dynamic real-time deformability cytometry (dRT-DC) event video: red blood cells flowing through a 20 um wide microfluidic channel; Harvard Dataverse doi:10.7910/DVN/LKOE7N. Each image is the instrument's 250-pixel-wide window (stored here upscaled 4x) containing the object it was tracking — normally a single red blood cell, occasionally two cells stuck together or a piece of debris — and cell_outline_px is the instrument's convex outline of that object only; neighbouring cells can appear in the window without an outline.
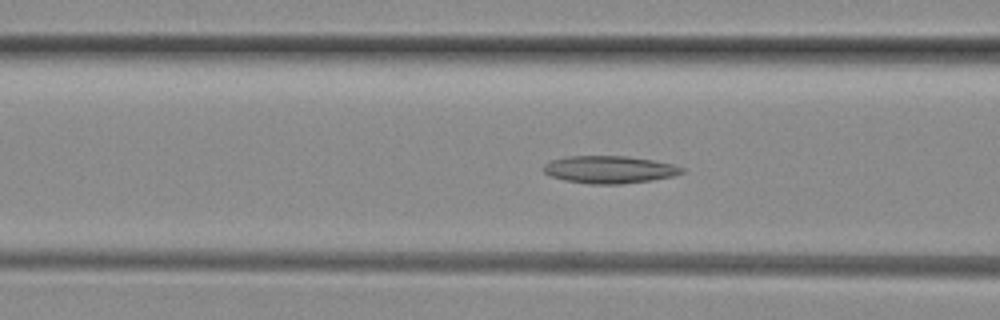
{"species": "common noctule bat (a hibernating species)", "species_latin": "Nyctalus noctula", "temperature_condition": "room temperature", "stored_images_in_passage": 43, "camera_frame_rate_fps": 3000, "um_per_image_px": 0.085, "animal": {"sex": "female", "body_mass_g": 29.2, "forearm_length_mm": 56.3}, "frame": {"image": 1, "passage_image": 17, "time_ms": 5.333, "image_size_px": [1000, 320], "cell_outline_px": [[684, 172], [672, 176], [652, 180], [620, 184], [588, 184], [564, 180], [552, 176], [544, 172], [544, 164], [552, 160], [568, 156], [628, 156], [652, 160], [672, 164], [684, 168]], "centroid_in_image_um": [51.8, 14.41], "position_along_channel_um": 114.8, "area_um2": 22.02}}
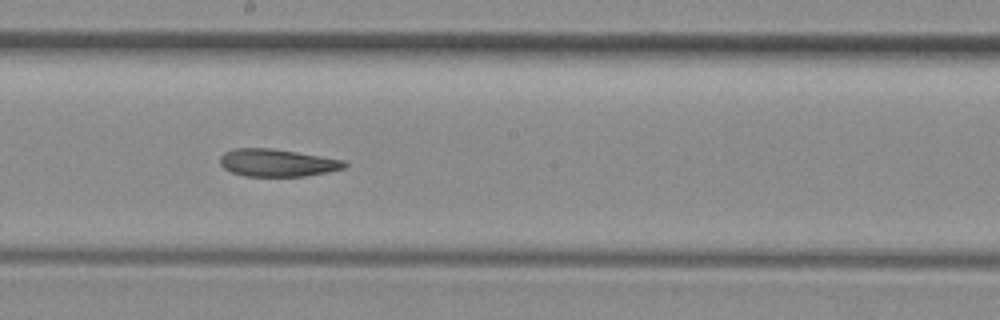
{"frame": {"image": 2, "passage_image": 25, "time_ms": 8.0, "image_size_px": [1000, 320], "cell_outline_px": [[348, 164], [344, 168], [328, 172], [304, 176], [244, 176], [232, 172], [224, 168], [220, 164], [220, 156], [224, 152], [232, 148], [268, 148], [296, 152], [344, 160]], "centroid_in_image_um": [23.54, 13.83], "position_along_channel_um": 224.7, "area_um2": 19.88}}
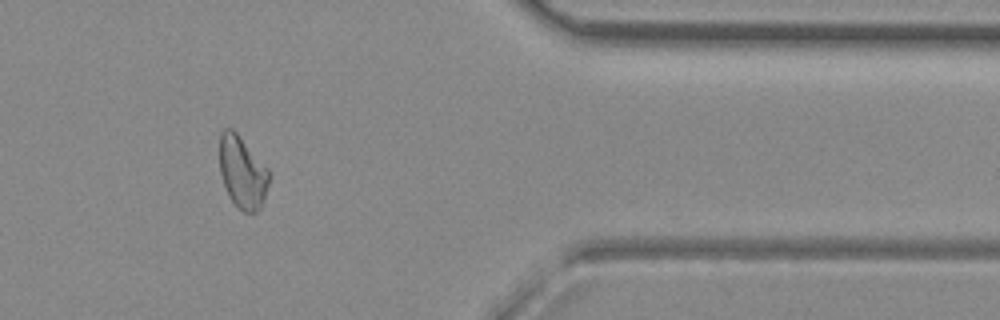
{"frame": {"image": 3, "passage_image": 39, "time_ms": 12.667, "image_size_px": [1000, 320], "cell_outline_px": [[268, 184], [264, 200], [260, 208], [256, 212], [244, 212], [228, 196], [220, 172], [220, 132], [224, 128], [232, 128], [236, 132], [268, 168]], "centroid_in_image_um": [20.59, 14.63], "position_along_channel_um": 390.8, "area_um2": 20.52}}